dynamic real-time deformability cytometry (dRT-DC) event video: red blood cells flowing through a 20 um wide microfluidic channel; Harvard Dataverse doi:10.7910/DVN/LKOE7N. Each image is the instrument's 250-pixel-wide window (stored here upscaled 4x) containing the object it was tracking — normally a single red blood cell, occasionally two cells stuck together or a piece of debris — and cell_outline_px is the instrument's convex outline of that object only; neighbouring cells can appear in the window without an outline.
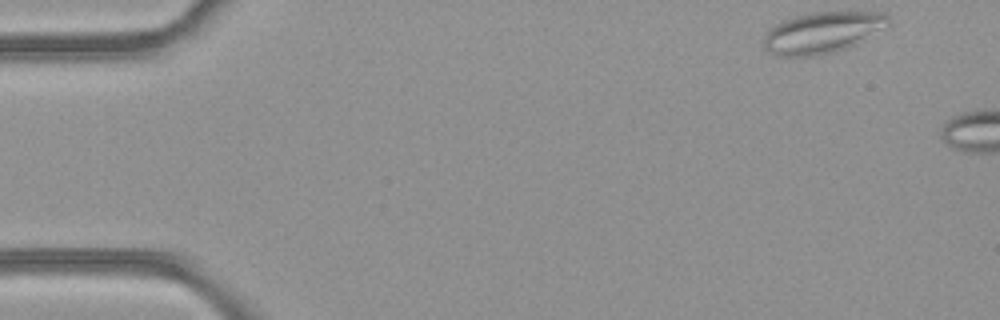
{"species": "common noctule bat (a hibernating species)", "species_latin": "Nyctalus noctula", "temperature_condition": "room temperature", "stored_images_in_passage": 5, "camera_frame_rate_fps": 3000, "um_per_image_px": 0.085, "animal": {"sex": "female", "body_mass_g": 21.9}, "frame": {"image": 1, "passage_image": 1, "time_ms": 0.0, "image_size_px": [1000, 320], "cell_outline_px": [[892, 24], [856, 44], [832, 52], [812, 56], [776, 56], [768, 52], [764, 48], [764, 32], [768, 28], [780, 20], [808, 12], [884, 12], [892, 16]], "centroid_in_image_um": [69.9, 2.74], "position_along_channel_um": 15.1, "area_um2": 30.52}}